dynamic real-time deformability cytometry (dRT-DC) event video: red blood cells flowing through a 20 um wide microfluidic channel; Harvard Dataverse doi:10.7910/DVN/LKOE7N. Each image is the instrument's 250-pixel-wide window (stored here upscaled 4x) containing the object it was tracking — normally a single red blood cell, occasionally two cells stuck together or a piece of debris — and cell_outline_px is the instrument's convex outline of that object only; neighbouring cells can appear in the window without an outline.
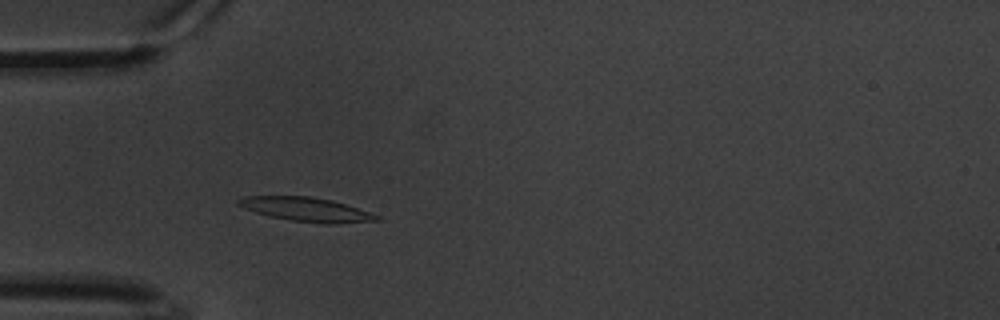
{"species": "common noctule bat (a hibernating species)", "species_latin": "Nyctalus noctula", "temperature_condition": "warm", "stored_images_in_passage": 57, "camera_frame_rate_fps": 3000, "um_per_image_px": 0.085, "animal": {"sex": "male", "body_mass_g": 20.1, "forearm_length_mm": 53.5}, "frame": {"image": 1, "passage_image": 14, "time_ms": 4.333, "image_size_px": [1000, 320], "cell_outline_px": [[384, 220], [336, 224], [328, 224], [292, 220], [268, 216], [244, 208], [236, 204], [236, 200], [244, 196], [308, 196], [332, 200], [380, 216]], "centroid_in_image_um": [26.03, 17.8], "position_along_channel_um": 59.0, "area_um2": 19.31}}
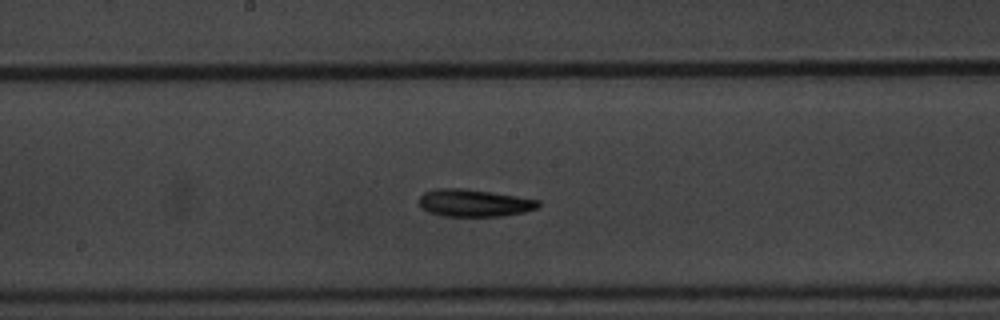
{"frame": {"image": 2, "passage_image": 28, "time_ms": 9.0, "image_size_px": [1000, 320], "cell_outline_px": [[540, 204], [536, 208], [524, 212], [500, 216], [444, 216], [428, 212], [420, 204], [420, 196], [424, 192], [436, 188], [464, 188], [492, 192], [540, 200]], "centroid_in_image_um": [40.3, 17.24], "position_along_channel_um": 207.9, "area_um2": 18.9}}
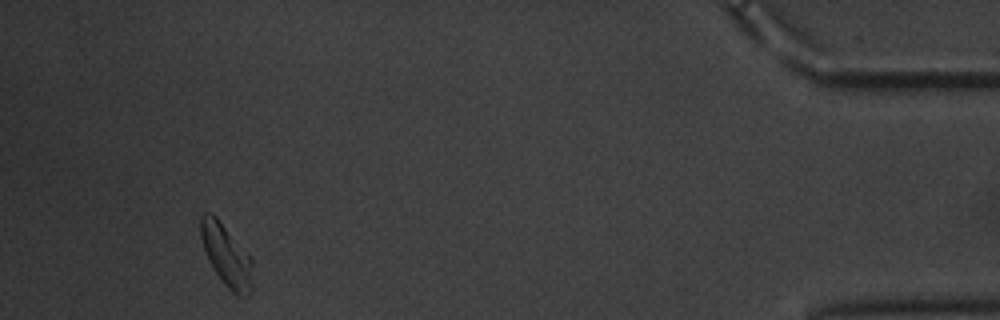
{"frame": {"image": 3, "passage_image": 53, "time_ms": 17.333, "image_size_px": [1000, 320], "cell_outline_px": [[252, 292], [248, 296], [236, 296], [224, 284], [208, 260], [200, 236], [200, 216], [204, 212], [208, 212], [216, 216], [252, 260]], "centroid_in_image_um": [19.23, 21.73], "position_along_channel_um": 416.0, "area_um2": 18.5}, "authors_computed_cell_mechanics": {"area_um2": 18.496, "velocity_mm_per_s": 3.2772, "shape_relaxation_time_tau1_ms": 2.516, "shape_relaxation_time_tau2_ms": 10.1441, "deformation_change_tau1": 0.1362, "deformation_change_tau2": 0.195}}